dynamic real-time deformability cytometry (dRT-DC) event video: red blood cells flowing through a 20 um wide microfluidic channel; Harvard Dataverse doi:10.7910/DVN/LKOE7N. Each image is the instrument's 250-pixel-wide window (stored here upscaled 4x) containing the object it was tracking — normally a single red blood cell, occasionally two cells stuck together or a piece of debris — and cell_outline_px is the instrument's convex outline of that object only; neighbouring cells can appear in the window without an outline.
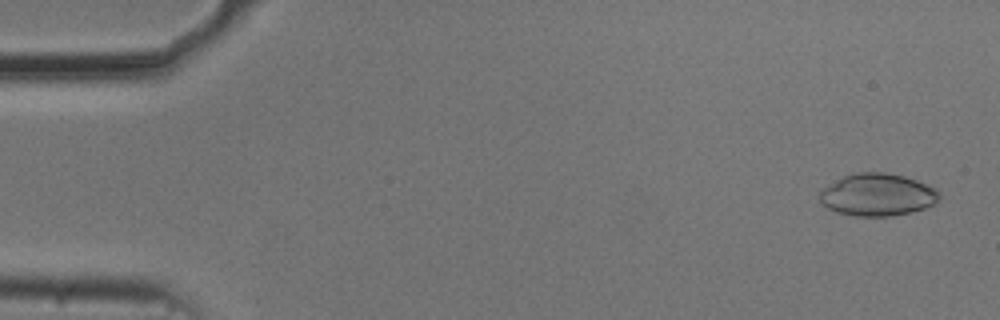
{"species": "common noctule bat (a hibernating species)", "species_latin": "Nyctalus noctula", "temperature_condition": "cold", "stored_images_in_passage": 43, "camera_frame_rate_fps": 3000, "um_per_image_px": 0.085, "animal": {"sex": "male", "body_mass_g": 20.5, "forearm_length_mm": 52.5}, "frame": {"image": 1, "passage_image": 2, "time_ms": 0.333, "image_size_px": [1000, 320], "cell_outline_px": [[940, 200], [924, 208], [908, 212], [888, 216], [856, 216], [836, 212], [820, 204], [820, 192], [824, 188], [836, 180], [844, 176], [856, 172], [884, 172], [904, 176], [916, 180], [936, 188], [940, 192]], "centroid_in_image_um": [74.58, 16.55], "position_along_channel_um": 10.4, "area_um2": 29.42}}
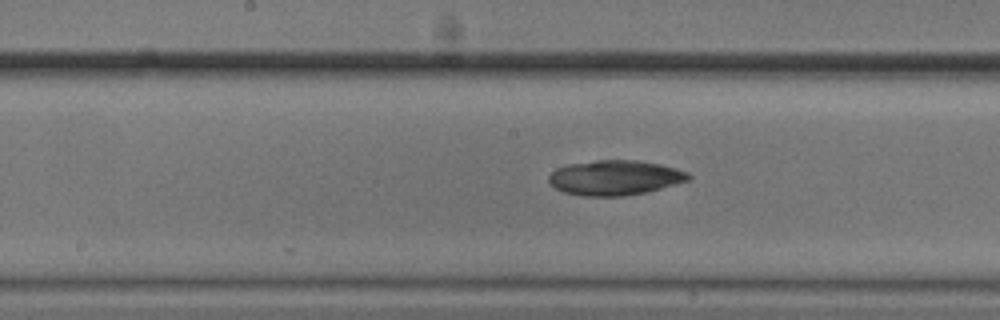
{"frame": {"image": 2, "passage_image": 27, "time_ms": 8.667, "image_size_px": [1000, 320], "cell_outline_px": [[692, 176], [688, 180], [648, 192], [624, 196], [584, 196], [564, 192], [556, 188], [548, 180], [548, 176], [556, 168], [568, 164], [596, 160], [640, 160], [660, 164], [676, 168], [688, 172]], "centroid_in_image_um": [52.28, 15.1], "position_along_channel_um": 195.9, "area_um2": 28.5}}
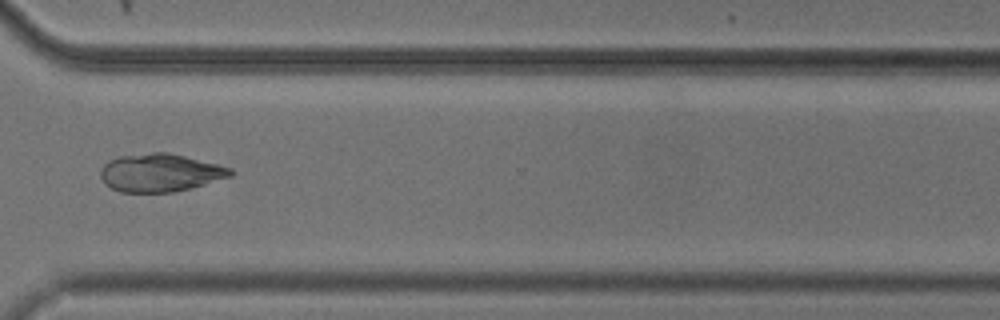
{"frame": {"image": 3, "passage_image": 40, "time_ms": 13.0, "image_size_px": [1000, 320], "cell_outline_px": [[236, 172], [232, 176], [204, 184], [172, 192], [120, 192], [104, 184], [100, 176], [100, 172], [104, 164], [108, 160], [120, 156], [152, 152], [168, 152], [232, 168]], "centroid_in_image_um": [13.6, 14.68], "position_along_channel_um": 357.0, "area_um2": 28.67}, "authors_computed_cell_mechanics": {"area_um2": 28.4954, "velocity_mm_per_s": 3.7288, "shape_relaxation_time_tau1_ms": 4.8324, "shape_relaxation_time_tau2_ms": null, "deformation_change_tau1": 0.1074, "deformation_change_tau2": null}}